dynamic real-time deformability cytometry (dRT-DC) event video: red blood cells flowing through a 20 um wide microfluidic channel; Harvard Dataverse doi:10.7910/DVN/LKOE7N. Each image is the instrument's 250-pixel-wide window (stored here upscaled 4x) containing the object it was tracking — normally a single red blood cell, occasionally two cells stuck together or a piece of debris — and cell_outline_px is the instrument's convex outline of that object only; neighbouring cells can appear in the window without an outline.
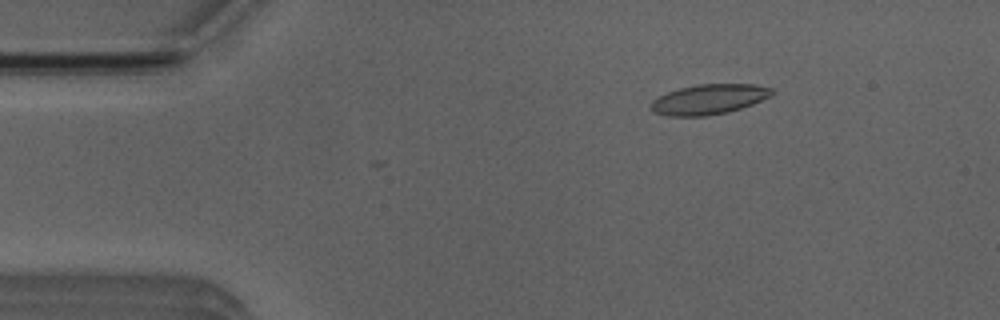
{"species": "Egyptian fruit bat (a non-hibernating species)", "species_latin": "Rousettus aegyptiacus", "temperature_condition": "room temperature", "stored_images_in_passage": 4, "camera_frame_rate_fps": 3000, "um_per_image_px": 0.085, "animal": {"sex": "male"}, "frame": {"image": 1, "passage_image": 2, "time_ms": 1.333, "image_size_px": [1000, 320], "cell_outline_px": [[776, 92], [772, 96], [752, 104], [728, 112], [704, 116], [668, 116], [652, 112], [652, 100], [668, 92], [680, 88], [696, 84], [756, 84], [772, 88]], "centroid_in_image_um": [60.3, 8.43], "position_along_channel_um": 24.7, "area_um2": 21.21}}
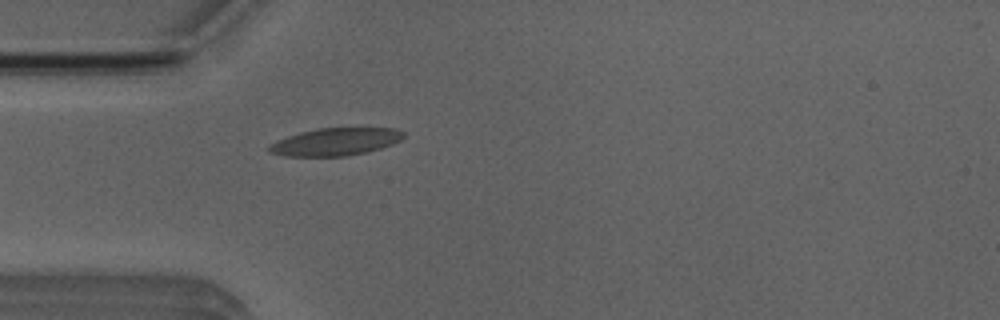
{"frame": {"image": 2, "passage_image": 4, "time_ms": 3.667, "image_size_px": [1000, 320], "cell_outline_px": [[404, 136], [400, 140], [392, 144], [368, 152], [348, 156], [284, 156], [268, 152], [268, 144], [276, 140], [300, 132], [316, 128], [396, 128], [404, 132]], "centroid_in_image_um": [28.49, 12.05], "position_along_channel_um": 56.5, "area_um2": 21.73}}